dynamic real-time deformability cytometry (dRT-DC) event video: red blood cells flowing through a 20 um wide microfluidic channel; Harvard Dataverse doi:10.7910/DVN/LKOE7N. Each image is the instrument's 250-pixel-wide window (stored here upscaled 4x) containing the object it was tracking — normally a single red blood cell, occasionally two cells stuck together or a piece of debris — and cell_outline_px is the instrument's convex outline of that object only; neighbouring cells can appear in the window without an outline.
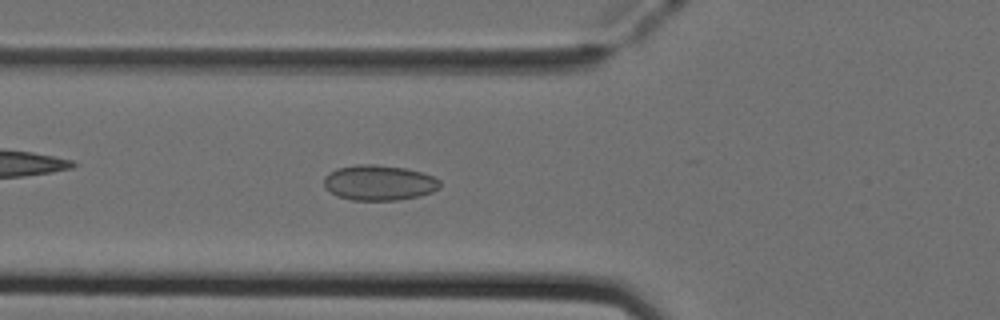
{"species": "Egyptian fruit bat (a non-hibernating species)", "species_latin": "Rousettus aegyptiacus", "temperature_condition": "cold", "stored_images_in_passage": 6, "camera_frame_rate_fps": 3000, "um_per_image_px": 0.085, "animal": {"sex": "female"}, "frame": {"image": 1, "passage_image": 5, "time_ms": 1.333, "image_size_px": [1000, 320], "cell_outline_px": [[440, 188], [432, 192], [420, 196], [400, 200], [352, 200], [336, 196], [328, 192], [324, 188], [324, 176], [328, 172], [336, 168], [356, 164], [372, 164], [408, 168], [432, 176], [440, 180]], "centroid_in_image_um": [32.18, 15.53], "position_along_channel_um": 93.6, "area_um2": 24.28}}